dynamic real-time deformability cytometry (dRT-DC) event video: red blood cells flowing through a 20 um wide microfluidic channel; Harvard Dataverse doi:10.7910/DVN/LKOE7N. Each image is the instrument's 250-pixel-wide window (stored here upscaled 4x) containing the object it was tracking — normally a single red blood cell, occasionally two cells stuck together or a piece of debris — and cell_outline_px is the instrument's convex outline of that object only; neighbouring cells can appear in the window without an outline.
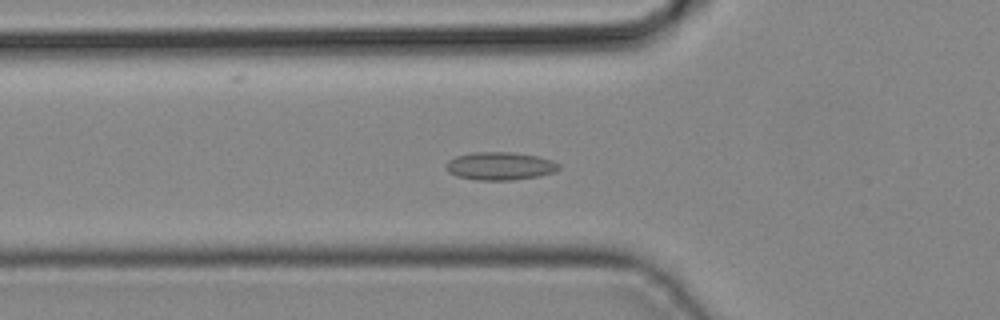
{"species": "common noctule bat (a hibernating species)", "species_latin": "Nyctalus noctula", "temperature_condition": "cold", "stored_images_in_passage": 33, "camera_frame_rate_fps": 3000, "um_per_image_px": 0.085, "animal": {"sex": "male", "body_mass_g": 19.2, "forearm_length_mm": 51.8}, "frame": {"image": 1, "passage_image": 13, "time_ms": 4.0, "image_size_px": [1000, 320], "cell_outline_px": [[560, 168], [552, 172], [540, 176], [512, 180], [480, 180], [456, 176], [448, 172], [444, 164], [448, 160], [456, 156], [472, 152], [512, 152], [536, 156], [552, 160], [560, 164]], "centroid_in_image_um": [42.47, 14.11], "position_along_channel_um": 83.3, "area_um2": 18.44}}
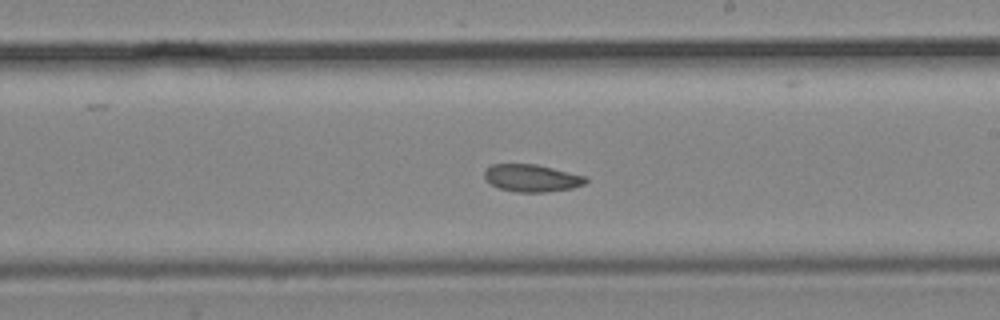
{"frame": {"image": 2, "passage_image": 23, "time_ms": 7.333, "image_size_px": [1000, 320], "cell_outline_px": [[588, 180], [584, 184], [572, 188], [544, 192], [516, 192], [500, 188], [492, 184], [484, 176], [484, 168], [492, 164], [536, 164], [588, 176]], "centroid_in_image_um": [45.22, 15.12], "position_along_channel_um": 243.8, "area_um2": 16.18}}
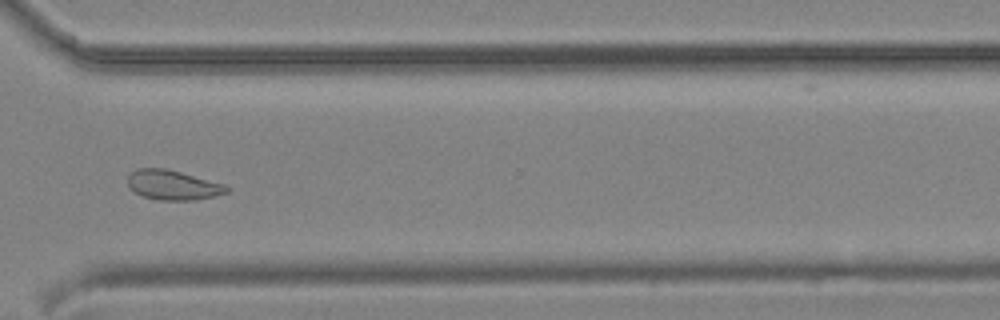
{"frame": {"image": 3, "passage_image": 30, "time_ms": 9.667, "image_size_px": [1000, 320], "cell_outline_px": [[228, 192], [196, 200], [160, 200], [144, 196], [136, 192], [128, 184], [128, 176], [136, 168], [164, 168], [180, 172], [224, 184], [228, 188]], "centroid_in_image_um": [14.68, 15.72], "position_along_channel_um": 355.9, "area_um2": 16.76}}